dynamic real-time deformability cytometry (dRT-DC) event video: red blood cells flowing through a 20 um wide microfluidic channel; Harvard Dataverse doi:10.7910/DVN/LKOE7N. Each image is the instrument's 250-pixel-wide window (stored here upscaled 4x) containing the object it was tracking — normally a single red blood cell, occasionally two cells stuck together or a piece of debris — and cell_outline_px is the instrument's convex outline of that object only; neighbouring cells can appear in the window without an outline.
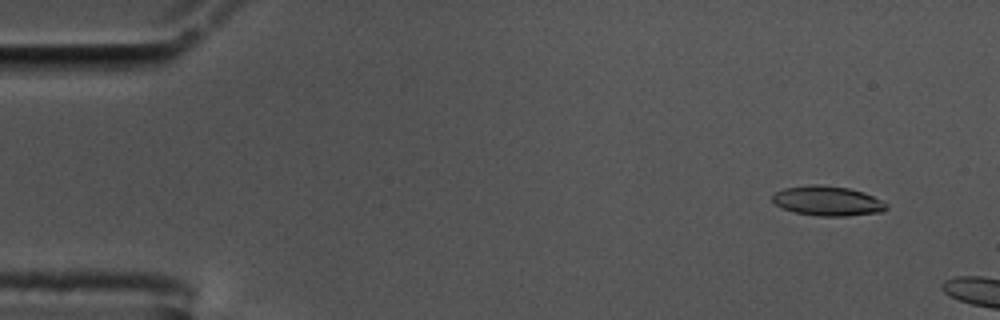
{"species": "common noctule bat (a hibernating species)", "species_latin": "Nyctalus noctula", "temperature_condition": "cold", "stored_images_in_passage": 5, "camera_frame_rate_fps": 3000, "um_per_image_px": 0.085, "animal": {"sex": "male", "body_mass_g": 17.5, "forearm_length_mm": 52.3}, "frame": {"image": 1, "passage_image": 1, "time_ms": 0.0, "image_size_px": [1000, 320], "cell_outline_px": [[888, 208], [884, 212], [844, 216], [820, 216], [796, 212], [784, 208], [776, 204], [772, 200], [772, 196], [776, 192], [784, 188], [812, 184], [820, 184], [848, 188], [864, 192], [888, 204]], "centroid_in_image_um": [70.37, 17.07], "position_along_channel_um": 14.6, "area_um2": 19.65}}